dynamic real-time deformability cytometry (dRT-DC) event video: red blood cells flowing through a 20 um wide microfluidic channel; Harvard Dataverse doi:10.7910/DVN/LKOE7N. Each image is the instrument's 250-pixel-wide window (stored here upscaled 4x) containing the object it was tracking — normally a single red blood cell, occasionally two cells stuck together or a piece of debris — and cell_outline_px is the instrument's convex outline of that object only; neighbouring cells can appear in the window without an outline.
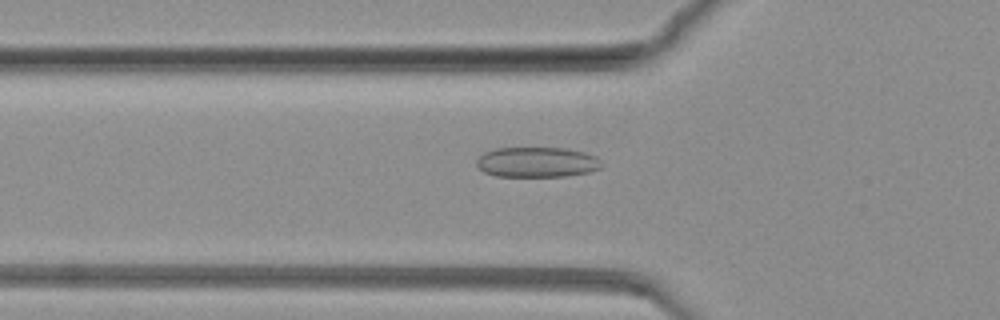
{"species": "common noctule bat (a hibernating species)", "species_latin": "Nyctalus noctula", "temperature_condition": "warm", "stored_images_in_passage": 81, "camera_frame_rate_fps": 3000, "um_per_image_px": 0.085, "animal": {"sex": "female", "body_mass_g": 19.3, "forearm_length_mm": 54.1}, "frame": {"image": 1, "passage_image": 28, "time_ms": 9.0, "image_size_px": [1000, 320], "cell_outline_px": [[604, 164], [600, 168], [588, 172], [568, 176], [496, 176], [484, 172], [476, 164], [476, 160], [484, 152], [496, 148], [564, 148], [584, 152], [596, 156]], "centroid_in_image_um": [45.66, 13.78], "position_along_channel_um": 80.1, "area_um2": 22.02}}
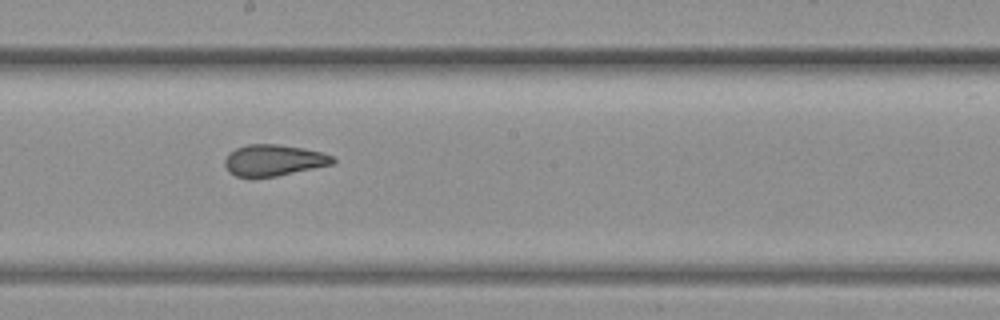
{"frame": {"image": 2, "passage_image": 45, "time_ms": 14.667, "image_size_px": [1000, 320], "cell_outline_px": [[336, 160], [332, 164], [276, 176], [252, 180], [236, 176], [228, 172], [224, 164], [224, 160], [228, 152], [236, 148], [248, 144], [276, 144], [304, 148], [324, 152], [332, 156]], "centroid_in_image_um": [23.2, 13.64], "position_along_channel_um": 225.0, "area_um2": 20.17}}
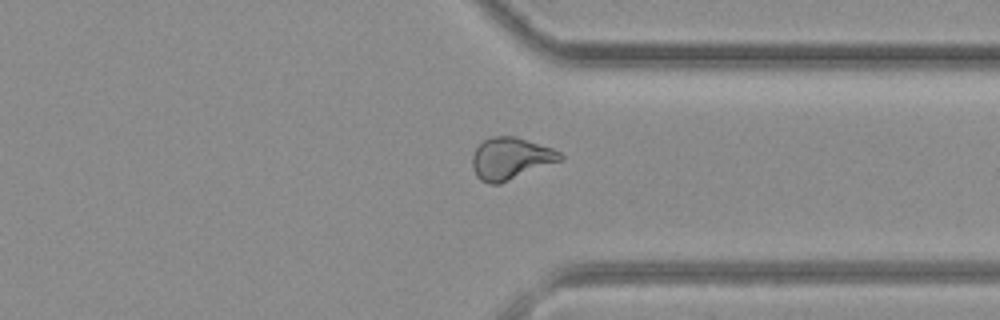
{"frame": {"image": 3, "passage_image": 62, "time_ms": 20.333, "image_size_px": [1000, 320], "cell_outline_px": [[564, 160], [500, 184], [488, 184], [480, 180], [476, 176], [472, 168], [472, 156], [476, 148], [484, 140], [492, 136], [516, 136], [552, 148], [560, 152], [564, 156]], "centroid_in_image_um": [43.42, 13.49], "position_along_channel_um": 368.0, "area_um2": 21.79}}